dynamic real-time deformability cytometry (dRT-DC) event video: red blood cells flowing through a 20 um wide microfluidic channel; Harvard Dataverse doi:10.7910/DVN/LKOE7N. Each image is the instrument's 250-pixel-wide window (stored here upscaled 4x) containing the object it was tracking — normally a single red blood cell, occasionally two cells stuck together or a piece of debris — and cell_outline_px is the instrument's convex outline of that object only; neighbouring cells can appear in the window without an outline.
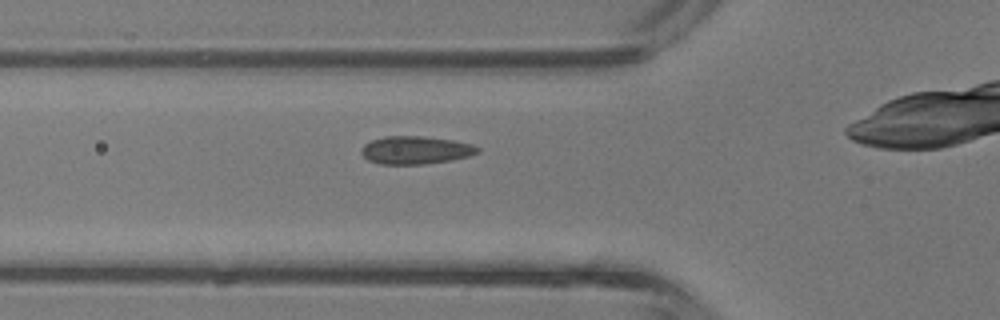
{"species": "common noctule bat (a hibernating species)", "species_latin": "Nyctalus noctula", "temperature_condition": "room temperature", "stored_images_in_passage": 24, "camera_frame_rate_fps": 3000, "um_per_image_px": 0.085, "animal": {"sex": "male", "body_mass_g": 13.3}, "frame": {"image": 1, "passage_image": 2, "time_ms": 0.333, "image_size_px": [1000, 320], "cell_outline_px": [[480, 152], [468, 156], [452, 160], [424, 164], [380, 164], [368, 160], [360, 152], [360, 148], [364, 144], [372, 140], [384, 136], [424, 136], [452, 140], [472, 144], [480, 148]], "centroid_in_image_um": [35.31, 12.76], "position_along_channel_um": 90.5, "area_um2": 19.02}}
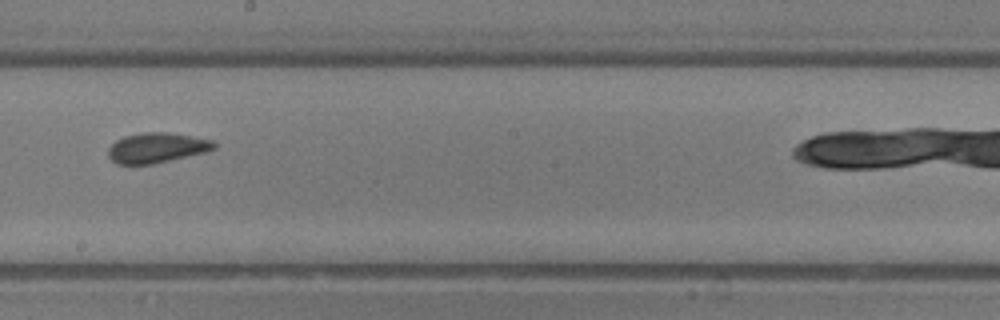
{"frame": {"image": 2, "passage_image": 11, "time_ms": 3.333, "image_size_px": [1000, 320], "cell_outline_px": [[216, 148], [208, 152], [152, 164], [116, 164], [108, 156], [108, 148], [116, 140], [124, 136], [144, 132], [168, 132], [212, 140], [216, 144]], "centroid_in_image_um": [13.33, 12.56], "position_along_channel_um": 234.9, "area_um2": 18.61}}
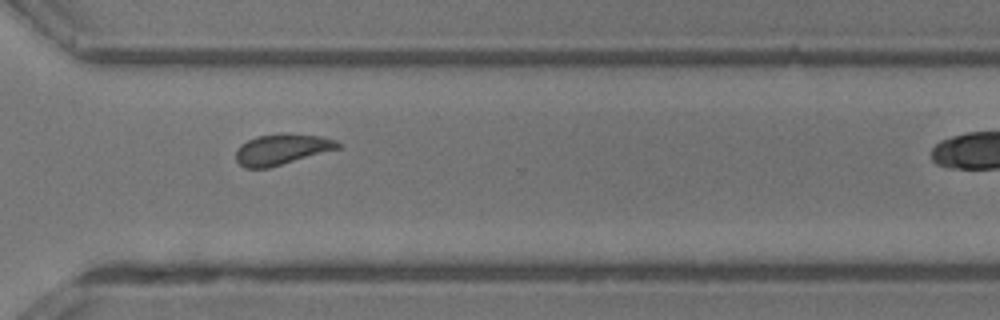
{"frame": {"image": 3, "passage_image": 18, "time_ms": 5.667, "image_size_px": [1000, 320], "cell_outline_px": [[340, 148], [268, 168], [244, 168], [236, 160], [236, 148], [240, 144], [256, 136], [280, 132], [288, 132], [320, 136], [336, 140], [340, 144]], "centroid_in_image_um": [23.93, 12.67], "position_along_channel_um": 346.7, "area_um2": 18.5}}